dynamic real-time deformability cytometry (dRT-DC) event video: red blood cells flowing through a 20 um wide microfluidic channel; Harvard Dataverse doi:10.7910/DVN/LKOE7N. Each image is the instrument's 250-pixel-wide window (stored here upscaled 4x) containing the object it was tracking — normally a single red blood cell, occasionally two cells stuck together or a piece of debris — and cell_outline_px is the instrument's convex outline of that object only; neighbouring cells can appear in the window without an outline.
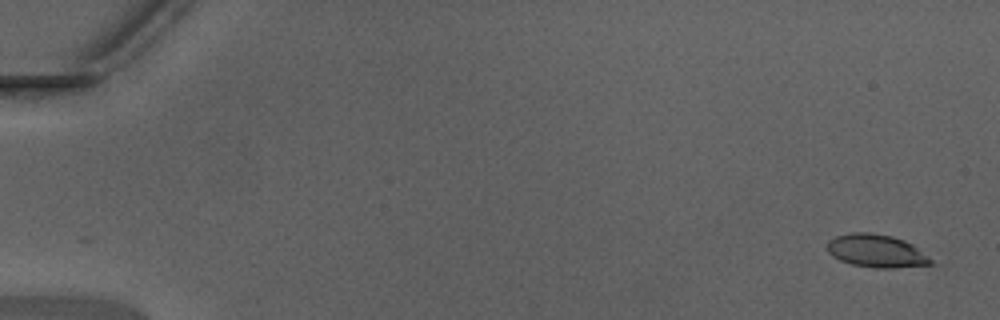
{"species": "Egyptian fruit bat (a non-hibernating species)", "species_latin": "Rousettus aegyptiacus", "temperature_condition": "warm", "stored_images_in_passage": 48, "camera_frame_rate_fps": 3000, "um_per_image_px": 0.085, "animal": {"sex": "male"}, "frame": {"image": 1, "passage_image": 2, "time_ms": 0.333, "image_size_px": [1000, 320], "cell_outline_px": [[936, 264], [892, 268], [876, 268], [852, 264], [840, 260], [832, 256], [828, 252], [828, 240], [836, 236], [848, 232], [872, 232], [892, 236], [904, 240], [912, 244], [928, 256]], "centroid_in_image_um": [74.49, 21.32], "position_along_channel_um": 10.5, "area_um2": 20.0}}
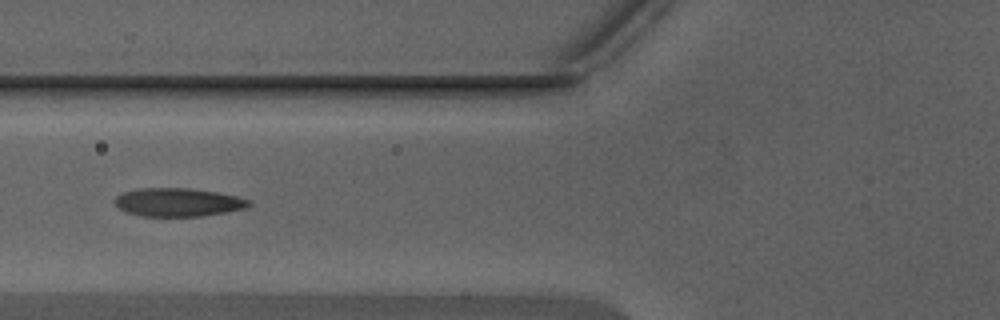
{"frame": {"image": 2, "passage_image": 20, "time_ms": 6.333, "image_size_px": [1000, 320], "cell_outline_px": [[252, 204], [244, 208], [224, 212], [200, 216], [140, 216], [124, 212], [112, 200], [116, 196], [124, 192], [140, 188], [188, 188], [216, 192], [236, 196], [252, 200]], "centroid_in_image_um": [15.1, 17.19], "position_along_channel_um": 110.7, "area_um2": 22.14}}
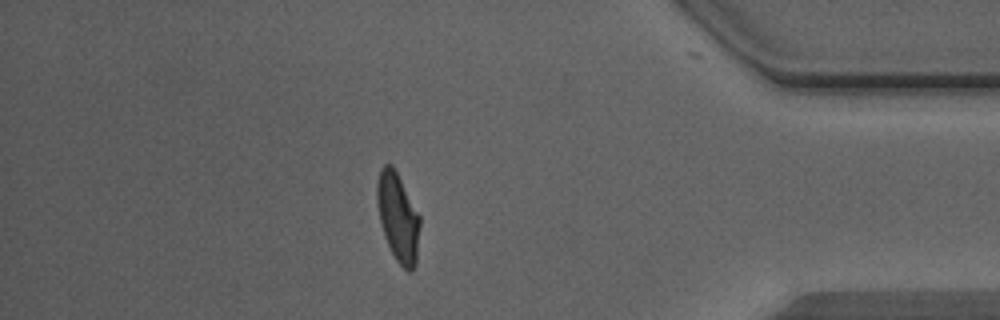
{"frame": {"image": 3, "passage_image": 42, "time_ms": 13.667, "image_size_px": [1000, 320], "cell_outline_px": [[420, 224], [416, 264], [412, 272], [408, 272], [396, 260], [384, 236], [380, 220], [376, 200], [376, 184], [380, 168], [384, 164], [392, 164], [420, 216]], "centroid_in_image_um": [33.82, 18.47], "position_along_channel_um": 401.4, "area_um2": 22.08}, "authors_computed_cell_mechanics": {"area_um2": 21.5016, "velocity_mm_per_s": 4.4124, "shape_relaxation_time_tau1_ms": 3.4658, "shape_relaxation_time_tau2_ms": 0.834, "deformation_change_tau1": 0.1818, "deformation_change_tau2": 0.0861}}